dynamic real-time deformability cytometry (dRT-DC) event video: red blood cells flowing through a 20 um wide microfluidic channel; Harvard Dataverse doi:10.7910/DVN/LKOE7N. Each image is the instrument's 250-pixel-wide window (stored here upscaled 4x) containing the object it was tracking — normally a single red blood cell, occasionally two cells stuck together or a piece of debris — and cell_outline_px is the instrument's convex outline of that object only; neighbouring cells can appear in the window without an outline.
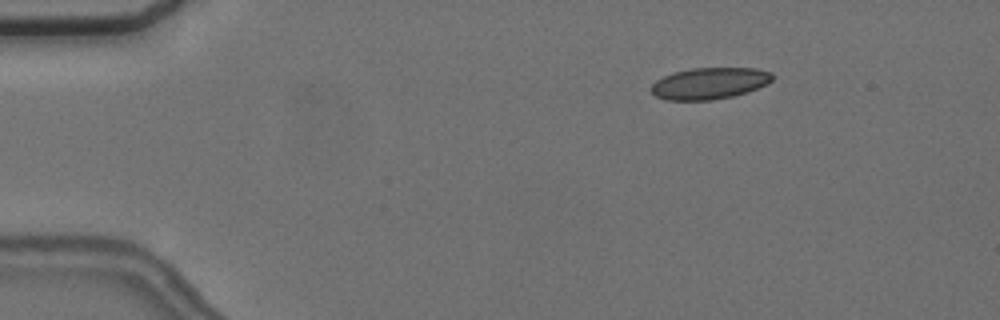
{"species": "common noctule bat (a hibernating species)", "species_latin": "Nyctalus noctula", "temperature_condition": "cold", "stored_images_in_passage": 5, "camera_frame_rate_fps": 3000, "um_per_image_px": 0.085, "animal": {"sex": "female", "body_mass_g": 24.6, "forearm_length_mm": 56.2}, "frame": {"image": 1, "passage_image": 3, "time_ms": 2.0, "image_size_px": [1000, 320], "cell_outline_px": [[772, 80], [768, 84], [748, 92], [732, 96], [712, 100], [664, 100], [656, 96], [652, 92], [652, 84], [656, 80], [672, 72], [692, 68], [756, 68], [772, 72]], "centroid_in_image_um": [60.32, 7.08], "position_along_channel_um": 24.7, "area_um2": 22.37}}